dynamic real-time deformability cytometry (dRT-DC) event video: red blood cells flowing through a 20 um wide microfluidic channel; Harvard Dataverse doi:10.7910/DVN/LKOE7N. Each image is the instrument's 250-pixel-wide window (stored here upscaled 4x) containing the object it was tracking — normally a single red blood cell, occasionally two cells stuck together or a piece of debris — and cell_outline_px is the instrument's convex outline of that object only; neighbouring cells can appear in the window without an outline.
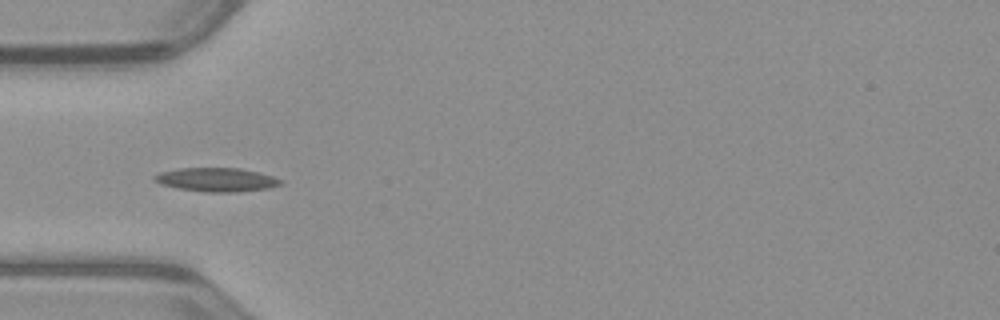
{"species": "common noctule bat (a hibernating species)", "species_latin": "Nyctalus noctula", "temperature_condition": "warm", "stored_images_in_passage": 37, "camera_frame_rate_fps": 3000, "um_per_image_px": 0.085, "animal": {"sex": "male", "body_mass_g": 23.1, "forearm_length_mm": 52.7}, "frame": {"image": 1, "passage_image": 1, "time_ms": 0.0, "image_size_px": [1000, 320], "cell_outline_px": [[284, 180], [280, 184], [268, 188], [240, 192], [204, 192], [176, 188], [160, 184], [152, 180], [152, 176], [160, 172], [180, 168], [240, 168], [272, 176]], "centroid_in_image_um": [18.36, 15.28], "position_along_channel_um": 66.6, "area_um2": 17.57}}
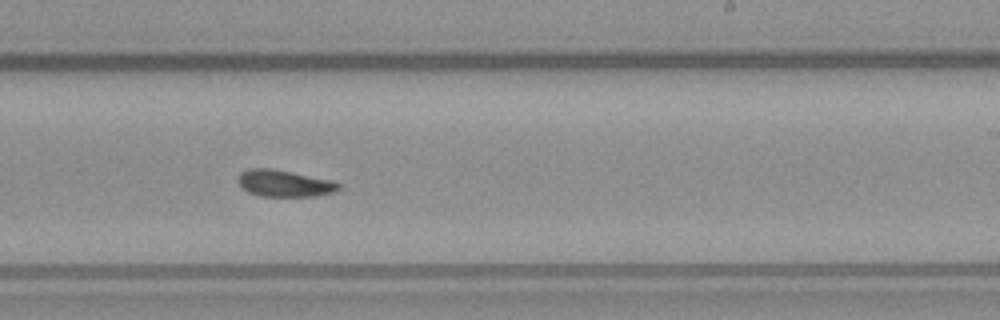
{"frame": {"image": 2, "passage_image": 16, "time_ms": 5.0, "image_size_px": [1000, 320], "cell_outline_px": [[340, 188], [336, 192], [312, 196], [260, 196], [248, 192], [236, 180], [240, 172], [248, 168], [268, 168], [292, 172], [332, 180], [340, 184]], "centroid_in_image_um": [24.16, 15.58], "position_along_channel_um": 264.8, "area_um2": 15.66}}
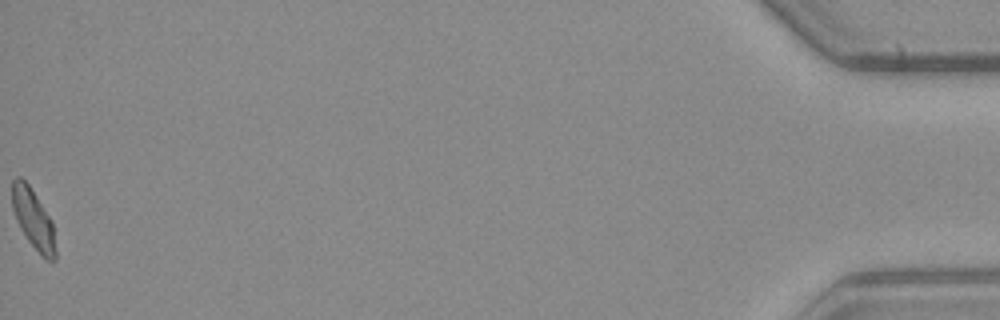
{"frame": {"image": 3, "passage_image": 37, "time_ms": 12.0, "image_size_px": [1000, 320], "cell_outline_px": [[56, 260], [44, 260], [28, 240], [20, 228], [16, 220], [12, 208], [12, 180], [16, 176], [20, 176], [28, 184], [52, 220], [56, 252]], "centroid_in_image_um": [2.82, 18.63], "position_along_channel_um": 432.4, "area_um2": 15.14}, "authors_computed_cell_mechanics": {"area_um2": 15.4904, "velocity_mm_per_s": 3.9593, "shape_relaxation_time_tau1_ms": 5.5757, "shape_relaxation_time_tau2_ms": 3.6302, "deformation_change_tau1": 0.1979, "deformation_change_tau2": 0.1087}}